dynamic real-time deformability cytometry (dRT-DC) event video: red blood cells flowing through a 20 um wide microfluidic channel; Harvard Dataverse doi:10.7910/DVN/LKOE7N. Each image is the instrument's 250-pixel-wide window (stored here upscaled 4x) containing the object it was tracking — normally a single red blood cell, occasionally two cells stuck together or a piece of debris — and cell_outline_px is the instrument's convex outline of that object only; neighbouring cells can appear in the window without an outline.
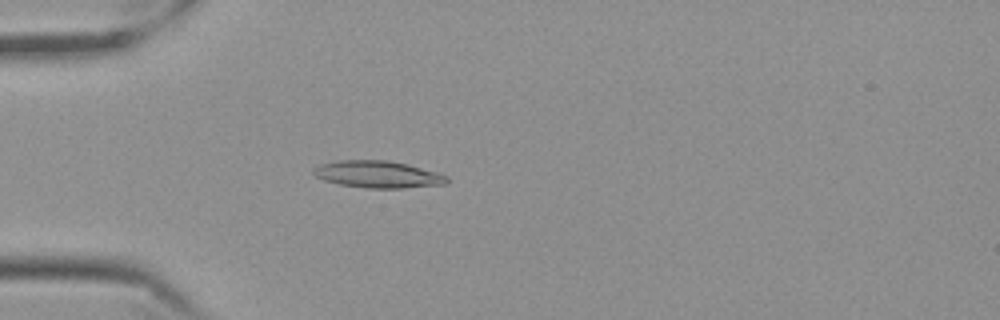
{"species": "Egyptian fruit bat (a non-hibernating species)", "species_latin": "Rousettus aegyptiacus", "temperature_condition": "cold", "stored_images_in_passage": 37, "camera_frame_rate_fps": 3000, "um_per_image_px": 0.085, "frame": {"image": 1, "passage_image": 8, "time_ms": 2.333, "image_size_px": [1000, 320], "cell_outline_px": [[448, 184], [404, 188], [368, 188], [340, 184], [324, 180], [316, 176], [312, 172], [312, 168], [320, 164], [336, 160], [384, 160], [404, 164], [436, 172], [448, 176]], "centroid_in_image_um": [32.09, 14.82], "position_along_channel_um": 52.9, "area_um2": 20.87}}
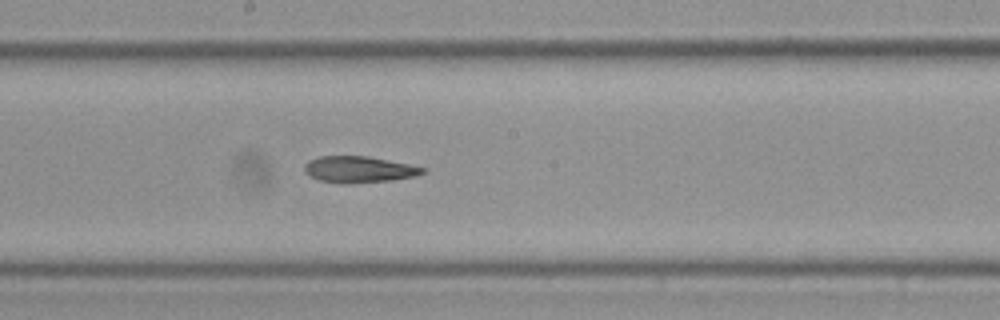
{"frame": {"image": 2, "passage_image": 23, "time_ms": 7.333, "image_size_px": [1000, 320], "cell_outline_px": [[424, 172], [416, 176], [392, 180], [348, 184], [344, 184], [316, 180], [308, 176], [304, 172], [304, 164], [308, 160], [320, 156], [368, 156], [408, 164], [424, 168]], "centroid_in_image_um": [30.43, 14.41], "position_along_channel_um": 217.8, "area_um2": 18.32}}
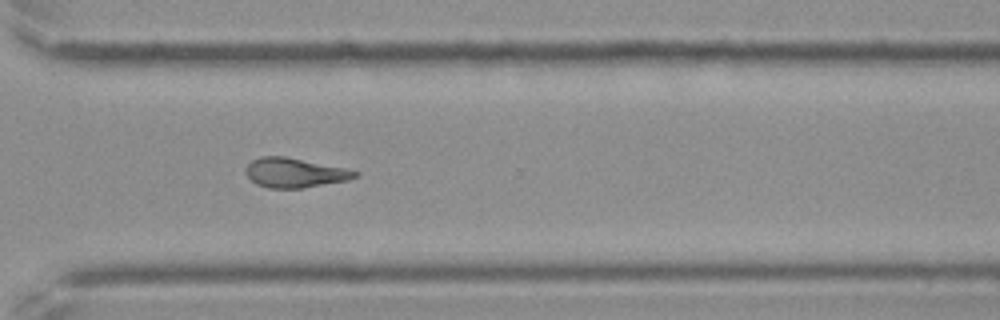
{"frame": {"image": 3, "passage_image": 34, "time_ms": 11.0, "image_size_px": [1000, 320], "cell_outline_px": [[360, 172], [356, 176], [348, 180], [300, 188], [268, 188], [256, 184], [244, 172], [244, 168], [252, 160], [260, 156], [284, 156], [344, 168]], "centroid_in_image_um": [24.99, 14.68], "position_along_channel_um": 345.6, "area_um2": 18.61}}